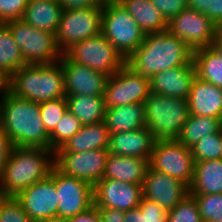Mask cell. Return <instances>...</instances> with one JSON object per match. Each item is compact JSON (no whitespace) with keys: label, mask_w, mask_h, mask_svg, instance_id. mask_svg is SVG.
<instances>
[{"label":"cell","mask_w":222,"mask_h":222,"mask_svg":"<svg viewBox=\"0 0 222 222\" xmlns=\"http://www.w3.org/2000/svg\"><path fill=\"white\" fill-rule=\"evenodd\" d=\"M60 62L64 72L66 95L104 96L107 75L85 65L71 62L63 54Z\"/></svg>","instance_id":"cell-18"},{"label":"cell","mask_w":222,"mask_h":222,"mask_svg":"<svg viewBox=\"0 0 222 222\" xmlns=\"http://www.w3.org/2000/svg\"><path fill=\"white\" fill-rule=\"evenodd\" d=\"M124 222H146L145 215L137 207L135 209L128 210L125 212Z\"/></svg>","instance_id":"cell-46"},{"label":"cell","mask_w":222,"mask_h":222,"mask_svg":"<svg viewBox=\"0 0 222 222\" xmlns=\"http://www.w3.org/2000/svg\"><path fill=\"white\" fill-rule=\"evenodd\" d=\"M196 77L222 88V55L212 46L193 51Z\"/></svg>","instance_id":"cell-30"},{"label":"cell","mask_w":222,"mask_h":222,"mask_svg":"<svg viewBox=\"0 0 222 222\" xmlns=\"http://www.w3.org/2000/svg\"><path fill=\"white\" fill-rule=\"evenodd\" d=\"M150 93V79L137 75L125 64L107 78L104 91L105 108L144 104Z\"/></svg>","instance_id":"cell-12"},{"label":"cell","mask_w":222,"mask_h":222,"mask_svg":"<svg viewBox=\"0 0 222 222\" xmlns=\"http://www.w3.org/2000/svg\"><path fill=\"white\" fill-rule=\"evenodd\" d=\"M0 222H33L15 197H4L0 204Z\"/></svg>","instance_id":"cell-37"},{"label":"cell","mask_w":222,"mask_h":222,"mask_svg":"<svg viewBox=\"0 0 222 222\" xmlns=\"http://www.w3.org/2000/svg\"><path fill=\"white\" fill-rule=\"evenodd\" d=\"M193 63V50L167 30L147 33L142 44L126 59L137 75L151 79L163 70Z\"/></svg>","instance_id":"cell-2"},{"label":"cell","mask_w":222,"mask_h":222,"mask_svg":"<svg viewBox=\"0 0 222 222\" xmlns=\"http://www.w3.org/2000/svg\"><path fill=\"white\" fill-rule=\"evenodd\" d=\"M221 130L222 119L190 114L176 140L190 148L210 134L221 133Z\"/></svg>","instance_id":"cell-29"},{"label":"cell","mask_w":222,"mask_h":222,"mask_svg":"<svg viewBox=\"0 0 222 222\" xmlns=\"http://www.w3.org/2000/svg\"><path fill=\"white\" fill-rule=\"evenodd\" d=\"M188 7L209 17L218 27H222V0H187Z\"/></svg>","instance_id":"cell-38"},{"label":"cell","mask_w":222,"mask_h":222,"mask_svg":"<svg viewBox=\"0 0 222 222\" xmlns=\"http://www.w3.org/2000/svg\"><path fill=\"white\" fill-rule=\"evenodd\" d=\"M218 26L205 14L187 7L168 21L167 31L184 41L193 51L211 47Z\"/></svg>","instance_id":"cell-11"},{"label":"cell","mask_w":222,"mask_h":222,"mask_svg":"<svg viewBox=\"0 0 222 222\" xmlns=\"http://www.w3.org/2000/svg\"><path fill=\"white\" fill-rule=\"evenodd\" d=\"M4 26V23L0 20V28Z\"/></svg>","instance_id":"cell-52"},{"label":"cell","mask_w":222,"mask_h":222,"mask_svg":"<svg viewBox=\"0 0 222 222\" xmlns=\"http://www.w3.org/2000/svg\"><path fill=\"white\" fill-rule=\"evenodd\" d=\"M15 198L33 222L57 221L55 167L45 179L21 191Z\"/></svg>","instance_id":"cell-13"},{"label":"cell","mask_w":222,"mask_h":222,"mask_svg":"<svg viewBox=\"0 0 222 222\" xmlns=\"http://www.w3.org/2000/svg\"><path fill=\"white\" fill-rule=\"evenodd\" d=\"M187 100L190 114L222 119V88L195 77Z\"/></svg>","instance_id":"cell-21"},{"label":"cell","mask_w":222,"mask_h":222,"mask_svg":"<svg viewBox=\"0 0 222 222\" xmlns=\"http://www.w3.org/2000/svg\"><path fill=\"white\" fill-rule=\"evenodd\" d=\"M100 3L110 2L111 0H98Z\"/></svg>","instance_id":"cell-50"},{"label":"cell","mask_w":222,"mask_h":222,"mask_svg":"<svg viewBox=\"0 0 222 222\" xmlns=\"http://www.w3.org/2000/svg\"><path fill=\"white\" fill-rule=\"evenodd\" d=\"M6 89L14 96L42 103L66 97L64 72L59 61L51 64H27L7 80Z\"/></svg>","instance_id":"cell-4"},{"label":"cell","mask_w":222,"mask_h":222,"mask_svg":"<svg viewBox=\"0 0 222 222\" xmlns=\"http://www.w3.org/2000/svg\"><path fill=\"white\" fill-rule=\"evenodd\" d=\"M212 47L222 55V27H218Z\"/></svg>","instance_id":"cell-47"},{"label":"cell","mask_w":222,"mask_h":222,"mask_svg":"<svg viewBox=\"0 0 222 222\" xmlns=\"http://www.w3.org/2000/svg\"><path fill=\"white\" fill-rule=\"evenodd\" d=\"M196 77L195 65L172 67L155 74L150 79V90L157 95L187 99Z\"/></svg>","instance_id":"cell-19"},{"label":"cell","mask_w":222,"mask_h":222,"mask_svg":"<svg viewBox=\"0 0 222 222\" xmlns=\"http://www.w3.org/2000/svg\"><path fill=\"white\" fill-rule=\"evenodd\" d=\"M0 95V128L12 145L50 150V134L43 124L39 103L14 96L6 88Z\"/></svg>","instance_id":"cell-1"},{"label":"cell","mask_w":222,"mask_h":222,"mask_svg":"<svg viewBox=\"0 0 222 222\" xmlns=\"http://www.w3.org/2000/svg\"><path fill=\"white\" fill-rule=\"evenodd\" d=\"M68 110L80 121L81 125L96 124L104 121V96L66 95Z\"/></svg>","instance_id":"cell-28"},{"label":"cell","mask_w":222,"mask_h":222,"mask_svg":"<svg viewBox=\"0 0 222 222\" xmlns=\"http://www.w3.org/2000/svg\"><path fill=\"white\" fill-rule=\"evenodd\" d=\"M168 222H202L196 199L190 193L168 211Z\"/></svg>","instance_id":"cell-35"},{"label":"cell","mask_w":222,"mask_h":222,"mask_svg":"<svg viewBox=\"0 0 222 222\" xmlns=\"http://www.w3.org/2000/svg\"><path fill=\"white\" fill-rule=\"evenodd\" d=\"M142 191L144 198L169 211L189 194V187L170 175L148 167Z\"/></svg>","instance_id":"cell-17"},{"label":"cell","mask_w":222,"mask_h":222,"mask_svg":"<svg viewBox=\"0 0 222 222\" xmlns=\"http://www.w3.org/2000/svg\"><path fill=\"white\" fill-rule=\"evenodd\" d=\"M53 167L52 150L13 146L0 177V191L5 197H15L31 185L45 179Z\"/></svg>","instance_id":"cell-3"},{"label":"cell","mask_w":222,"mask_h":222,"mask_svg":"<svg viewBox=\"0 0 222 222\" xmlns=\"http://www.w3.org/2000/svg\"><path fill=\"white\" fill-rule=\"evenodd\" d=\"M101 33L125 59L142 44L146 35L118 0L103 3Z\"/></svg>","instance_id":"cell-6"},{"label":"cell","mask_w":222,"mask_h":222,"mask_svg":"<svg viewBox=\"0 0 222 222\" xmlns=\"http://www.w3.org/2000/svg\"><path fill=\"white\" fill-rule=\"evenodd\" d=\"M6 88V81L0 77V94Z\"/></svg>","instance_id":"cell-48"},{"label":"cell","mask_w":222,"mask_h":222,"mask_svg":"<svg viewBox=\"0 0 222 222\" xmlns=\"http://www.w3.org/2000/svg\"><path fill=\"white\" fill-rule=\"evenodd\" d=\"M133 17L139 27L147 33L167 30L168 21L151 0H118Z\"/></svg>","instance_id":"cell-27"},{"label":"cell","mask_w":222,"mask_h":222,"mask_svg":"<svg viewBox=\"0 0 222 222\" xmlns=\"http://www.w3.org/2000/svg\"><path fill=\"white\" fill-rule=\"evenodd\" d=\"M195 197L202 221L222 222V194H191Z\"/></svg>","instance_id":"cell-34"},{"label":"cell","mask_w":222,"mask_h":222,"mask_svg":"<svg viewBox=\"0 0 222 222\" xmlns=\"http://www.w3.org/2000/svg\"><path fill=\"white\" fill-rule=\"evenodd\" d=\"M102 10L103 7L63 10L55 35L59 50L63 53L77 42L98 36L101 33Z\"/></svg>","instance_id":"cell-10"},{"label":"cell","mask_w":222,"mask_h":222,"mask_svg":"<svg viewBox=\"0 0 222 222\" xmlns=\"http://www.w3.org/2000/svg\"><path fill=\"white\" fill-rule=\"evenodd\" d=\"M138 208L145 215L146 222H168V211L154 201L142 196Z\"/></svg>","instance_id":"cell-40"},{"label":"cell","mask_w":222,"mask_h":222,"mask_svg":"<svg viewBox=\"0 0 222 222\" xmlns=\"http://www.w3.org/2000/svg\"><path fill=\"white\" fill-rule=\"evenodd\" d=\"M109 156L107 149L79 153H54V167L62 174L95 185L103 178Z\"/></svg>","instance_id":"cell-15"},{"label":"cell","mask_w":222,"mask_h":222,"mask_svg":"<svg viewBox=\"0 0 222 222\" xmlns=\"http://www.w3.org/2000/svg\"><path fill=\"white\" fill-rule=\"evenodd\" d=\"M4 197H5V195L0 191V204H1V201Z\"/></svg>","instance_id":"cell-49"},{"label":"cell","mask_w":222,"mask_h":222,"mask_svg":"<svg viewBox=\"0 0 222 222\" xmlns=\"http://www.w3.org/2000/svg\"><path fill=\"white\" fill-rule=\"evenodd\" d=\"M109 136L110 132L104 121L84 125L54 153H79L97 149H107Z\"/></svg>","instance_id":"cell-23"},{"label":"cell","mask_w":222,"mask_h":222,"mask_svg":"<svg viewBox=\"0 0 222 222\" xmlns=\"http://www.w3.org/2000/svg\"><path fill=\"white\" fill-rule=\"evenodd\" d=\"M65 222H101V219L97 207L93 205L87 211L77 214Z\"/></svg>","instance_id":"cell-45"},{"label":"cell","mask_w":222,"mask_h":222,"mask_svg":"<svg viewBox=\"0 0 222 222\" xmlns=\"http://www.w3.org/2000/svg\"><path fill=\"white\" fill-rule=\"evenodd\" d=\"M13 145L8 135L0 128V177L3 173L7 159L11 153Z\"/></svg>","instance_id":"cell-42"},{"label":"cell","mask_w":222,"mask_h":222,"mask_svg":"<svg viewBox=\"0 0 222 222\" xmlns=\"http://www.w3.org/2000/svg\"><path fill=\"white\" fill-rule=\"evenodd\" d=\"M80 121L67 109L50 133V150L55 152L81 128Z\"/></svg>","instance_id":"cell-32"},{"label":"cell","mask_w":222,"mask_h":222,"mask_svg":"<svg viewBox=\"0 0 222 222\" xmlns=\"http://www.w3.org/2000/svg\"><path fill=\"white\" fill-rule=\"evenodd\" d=\"M104 122L110 134L146 127L144 104L135 103L106 108Z\"/></svg>","instance_id":"cell-25"},{"label":"cell","mask_w":222,"mask_h":222,"mask_svg":"<svg viewBox=\"0 0 222 222\" xmlns=\"http://www.w3.org/2000/svg\"><path fill=\"white\" fill-rule=\"evenodd\" d=\"M195 161L189 147L176 139L156 140L149 159V167L191 185Z\"/></svg>","instance_id":"cell-9"},{"label":"cell","mask_w":222,"mask_h":222,"mask_svg":"<svg viewBox=\"0 0 222 222\" xmlns=\"http://www.w3.org/2000/svg\"><path fill=\"white\" fill-rule=\"evenodd\" d=\"M62 54L69 61L85 65L108 77L126 64V59L102 33L71 45Z\"/></svg>","instance_id":"cell-8"},{"label":"cell","mask_w":222,"mask_h":222,"mask_svg":"<svg viewBox=\"0 0 222 222\" xmlns=\"http://www.w3.org/2000/svg\"><path fill=\"white\" fill-rule=\"evenodd\" d=\"M194 161L221 159V133L210 134L190 147Z\"/></svg>","instance_id":"cell-33"},{"label":"cell","mask_w":222,"mask_h":222,"mask_svg":"<svg viewBox=\"0 0 222 222\" xmlns=\"http://www.w3.org/2000/svg\"><path fill=\"white\" fill-rule=\"evenodd\" d=\"M62 12V5L57 0H29L22 20L56 35Z\"/></svg>","instance_id":"cell-24"},{"label":"cell","mask_w":222,"mask_h":222,"mask_svg":"<svg viewBox=\"0 0 222 222\" xmlns=\"http://www.w3.org/2000/svg\"><path fill=\"white\" fill-rule=\"evenodd\" d=\"M190 194H222V159L196 161Z\"/></svg>","instance_id":"cell-26"},{"label":"cell","mask_w":222,"mask_h":222,"mask_svg":"<svg viewBox=\"0 0 222 222\" xmlns=\"http://www.w3.org/2000/svg\"><path fill=\"white\" fill-rule=\"evenodd\" d=\"M63 10L80 9L86 7H103V3L98 0H57Z\"/></svg>","instance_id":"cell-43"},{"label":"cell","mask_w":222,"mask_h":222,"mask_svg":"<svg viewBox=\"0 0 222 222\" xmlns=\"http://www.w3.org/2000/svg\"><path fill=\"white\" fill-rule=\"evenodd\" d=\"M29 0H0V20L8 21L22 19Z\"/></svg>","instance_id":"cell-39"},{"label":"cell","mask_w":222,"mask_h":222,"mask_svg":"<svg viewBox=\"0 0 222 222\" xmlns=\"http://www.w3.org/2000/svg\"><path fill=\"white\" fill-rule=\"evenodd\" d=\"M4 25L11 31L26 64H51L61 59L62 52L53 33L33 27L22 19Z\"/></svg>","instance_id":"cell-7"},{"label":"cell","mask_w":222,"mask_h":222,"mask_svg":"<svg viewBox=\"0 0 222 222\" xmlns=\"http://www.w3.org/2000/svg\"><path fill=\"white\" fill-rule=\"evenodd\" d=\"M40 114L46 131L50 134L68 109L66 98L39 103Z\"/></svg>","instance_id":"cell-36"},{"label":"cell","mask_w":222,"mask_h":222,"mask_svg":"<svg viewBox=\"0 0 222 222\" xmlns=\"http://www.w3.org/2000/svg\"><path fill=\"white\" fill-rule=\"evenodd\" d=\"M221 152H222V130H221ZM221 159H222V153H221Z\"/></svg>","instance_id":"cell-51"},{"label":"cell","mask_w":222,"mask_h":222,"mask_svg":"<svg viewBox=\"0 0 222 222\" xmlns=\"http://www.w3.org/2000/svg\"><path fill=\"white\" fill-rule=\"evenodd\" d=\"M101 222H124L125 212L110 208H97Z\"/></svg>","instance_id":"cell-44"},{"label":"cell","mask_w":222,"mask_h":222,"mask_svg":"<svg viewBox=\"0 0 222 222\" xmlns=\"http://www.w3.org/2000/svg\"><path fill=\"white\" fill-rule=\"evenodd\" d=\"M146 127L155 140L176 139L190 116L188 100L150 93L144 102Z\"/></svg>","instance_id":"cell-5"},{"label":"cell","mask_w":222,"mask_h":222,"mask_svg":"<svg viewBox=\"0 0 222 222\" xmlns=\"http://www.w3.org/2000/svg\"><path fill=\"white\" fill-rule=\"evenodd\" d=\"M143 185L102 178L93 186L94 206L124 212L139 206Z\"/></svg>","instance_id":"cell-16"},{"label":"cell","mask_w":222,"mask_h":222,"mask_svg":"<svg viewBox=\"0 0 222 222\" xmlns=\"http://www.w3.org/2000/svg\"><path fill=\"white\" fill-rule=\"evenodd\" d=\"M27 65L11 31L4 25L0 28V77L5 81L22 66Z\"/></svg>","instance_id":"cell-31"},{"label":"cell","mask_w":222,"mask_h":222,"mask_svg":"<svg viewBox=\"0 0 222 222\" xmlns=\"http://www.w3.org/2000/svg\"><path fill=\"white\" fill-rule=\"evenodd\" d=\"M155 139L147 127L110 134L108 152L113 155L150 159Z\"/></svg>","instance_id":"cell-20"},{"label":"cell","mask_w":222,"mask_h":222,"mask_svg":"<svg viewBox=\"0 0 222 222\" xmlns=\"http://www.w3.org/2000/svg\"><path fill=\"white\" fill-rule=\"evenodd\" d=\"M55 186L57 221H66L94 205L93 185L84 180L64 175L55 168Z\"/></svg>","instance_id":"cell-14"},{"label":"cell","mask_w":222,"mask_h":222,"mask_svg":"<svg viewBox=\"0 0 222 222\" xmlns=\"http://www.w3.org/2000/svg\"><path fill=\"white\" fill-rule=\"evenodd\" d=\"M151 2L167 21L188 7L187 0H151Z\"/></svg>","instance_id":"cell-41"},{"label":"cell","mask_w":222,"mask_h":222,"mask_svg":"<svg viewBox=\"0 0 222 222\" xmlns=\"http://www.w3.org/2000/svg\"><path fill=\"white\" fill-rule=\"evenodd\" d=\"M149 160L109 154L103 178L143 185Z\"/></svg>","instance_id":"cell-22"}]
</instances>
